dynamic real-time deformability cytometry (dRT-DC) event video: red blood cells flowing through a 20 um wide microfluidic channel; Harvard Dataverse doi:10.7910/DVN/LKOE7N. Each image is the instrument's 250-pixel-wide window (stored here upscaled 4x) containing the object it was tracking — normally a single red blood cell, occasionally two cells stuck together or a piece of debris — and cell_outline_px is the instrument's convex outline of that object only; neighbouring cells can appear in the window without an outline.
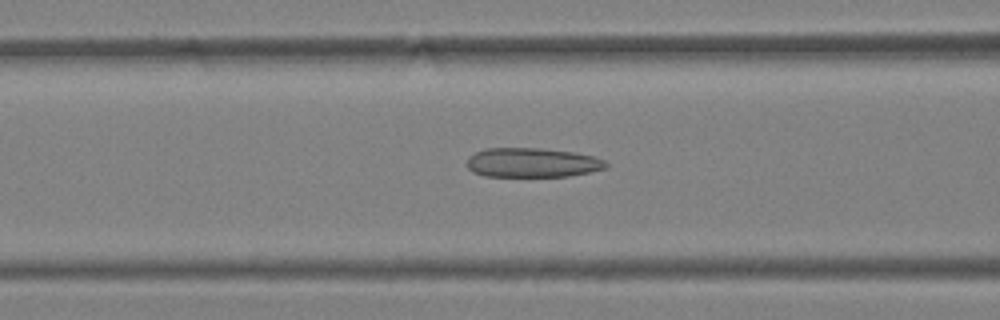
{"species": "Egyptian fruit bat (a non-hibernating species)", "species_latin": "Rousettus aegyptiacus", "temperature_condition": "warm", "stored_images_in_passage": 48, "camera_frame_rate_fps": 3000, "um_per_image_px": 0.085, "animal": {"sex": "female"}, "frame": {"image": 1, "passage_image": 20, "time_ms": 6.333, "image_size_px": [1000, 320], "cell_outline_px": [[608, 168], [568, 176], [484, 176], [472, 172], [468, 168], [468, 156], [484, 148], [540, 148], [572, 152], [592, 156], [604, 160], [608, 164]], "centroid_in_image_um": [45.22, 13.82], "position_along_channel_um": 121.4, "area_um2": 23.76}}
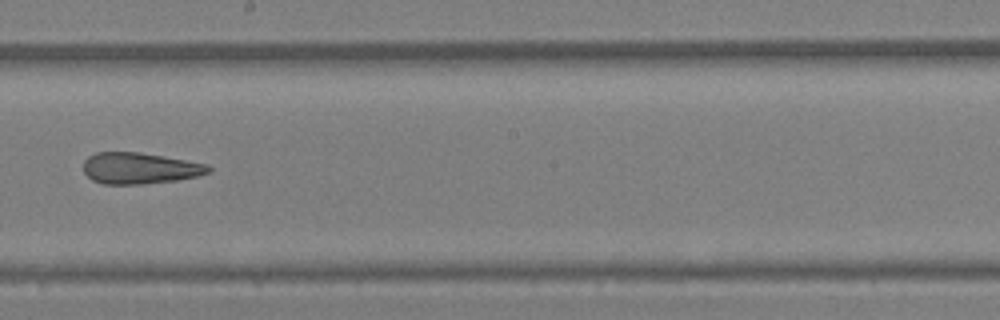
{"frame": {"image": 2, "passage_image": 28, "time_ms": 9.0, "image_size_px": [1000, 320], "cell_outline_px": [[212, 172], [196, 176], [176, 180], [144, 184], [104, 184], [92, 180], [84, 172], [84, 160], [88, 156], [96, 152], [140, 152], [164, 156], [208, 164], [212, 168]], "centroid_in_image_um": [11.89, 14.29], "position_along_channel_um": 236.3, "area_um2": 22.89}}
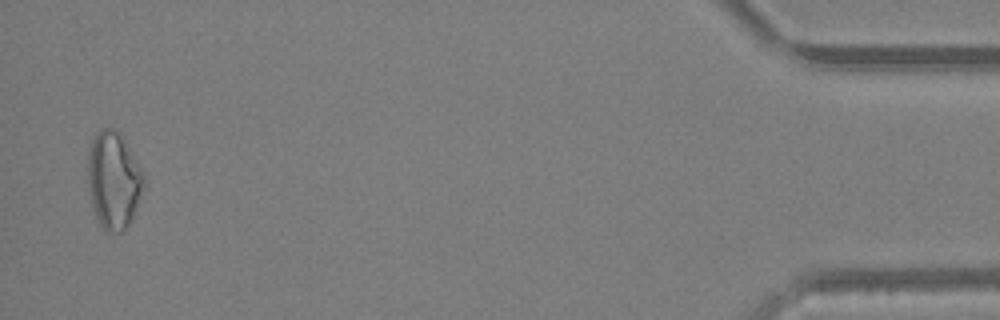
{"frame": {"image": 3, "passage_image": 47, "time_ms": 15.333, "image_size_px": [1000, 320], "cell_outline_px": [[144, 184], [136, 208], [128, 224], [120, 232], [108, 232], [100, 224], [92, 208], [88, 188], [88, 152], [92, 140], [96, 132], [100, 128], [116, 128], [124, 136], [144, 172]], "centroid_in_image_um": [9.65, 15.25], "position_along_channel_um": 425.5, "area_um2": 31.91}, "authors_computed_cell_mechanics": {"area_um2": 26.1545, "velocity_mm_per_s": 4.3135, "shape_relaxation_time_tau1_ms": null, "shape_relaxation_time_tau2_ms": 3.8511, "deformation_change_tau1": null, "deformation_change_tau2": 0.1564}}